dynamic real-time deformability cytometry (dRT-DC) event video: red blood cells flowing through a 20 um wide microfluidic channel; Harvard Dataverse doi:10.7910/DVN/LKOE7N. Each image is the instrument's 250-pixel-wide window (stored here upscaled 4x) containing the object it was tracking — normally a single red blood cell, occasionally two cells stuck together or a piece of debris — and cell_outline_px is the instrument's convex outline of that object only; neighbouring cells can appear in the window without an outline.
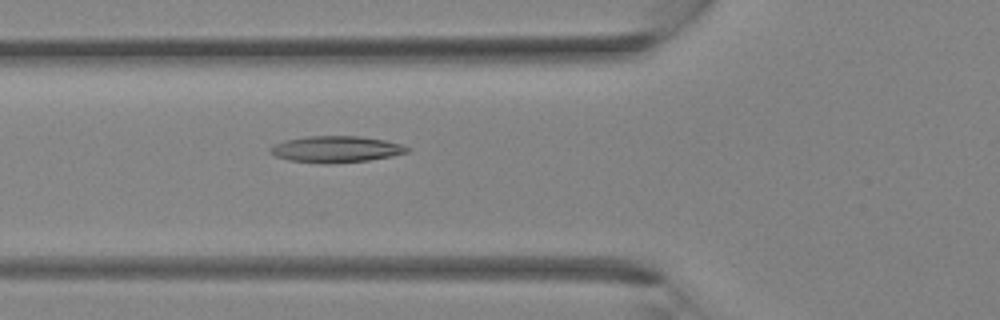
{"species": "Egyptian fruit bat (a non-hibernating species)", "species_latin": "Rousettus aegyptiacus", "temperature_condition": "room temperature", "stored_images_in_passage": 35, "camera_frame_rate_fps": 3000, "um_per_image_px": 0.085, "animal": {"sex": "female"}, "frame": {"image": 1, "passage_image": 13, "time_ms": 4.0, "image_size_px": [1000, 320], "cell_outline_px": [[412, 148], [408, 152], [392, 156], [368, 160], [332, 164], [324, 164], [288, 160], [276, 156], [268, 152], [268, 148], [272, 144], [284, 140], [308, 136], [360, 136], [384, 140], [400, 144]], "centroid_in_image_um": [28.52, 12.69], "position_along_channel_um": 97.3, "area_um2": 21.33}}
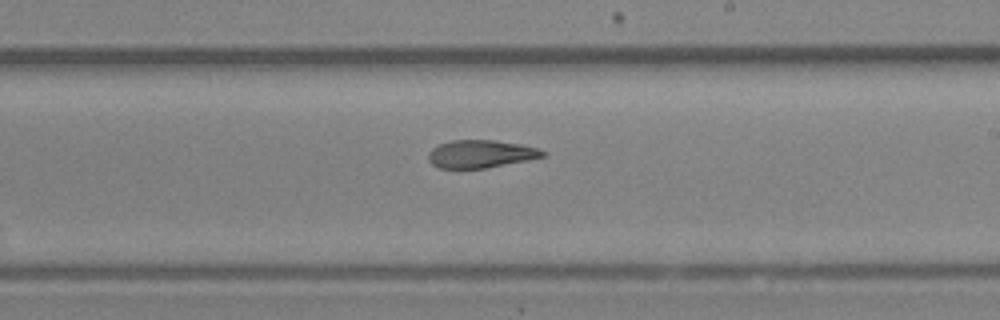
{"frame": {"image": 2, "passage_image": 21, "time_ms": 6.667, "image_size_px": [1000, 320], "cell_outline_px": [[548, 156], [488, 168], [440, 168], [432, 164], [428, 160], [428, 152], [432, 148], [440, 144], [452, 140], [492, 140], [520, 144], [536, 148], [548, 152]], "centroid_in_image_um": [40.89, 13.09], "position_along_channel_um": 248.1, "area_um2": 18.61}}
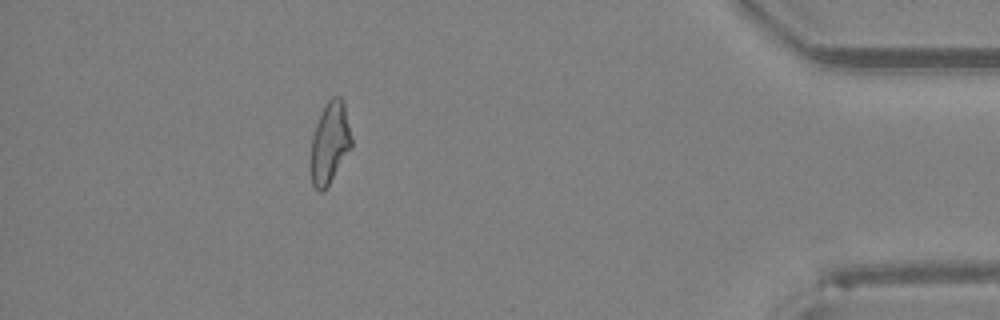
{"frame": {"image": 3, "passage_image": 32, "time_ms": 10.333, "image_size_px": [1000, 320], "cell_outline_px": [[352, 148], [328, 184], [320, 192], [312, 184], [312, 136], [316, 124], [324, 104], [332, 96], [340, 96], [344, 100], [352, 136]], "centroid_in_image_um": [28.07, 12.05], "position_along_channel_um": 407.1, "area_um2": 19.19}}